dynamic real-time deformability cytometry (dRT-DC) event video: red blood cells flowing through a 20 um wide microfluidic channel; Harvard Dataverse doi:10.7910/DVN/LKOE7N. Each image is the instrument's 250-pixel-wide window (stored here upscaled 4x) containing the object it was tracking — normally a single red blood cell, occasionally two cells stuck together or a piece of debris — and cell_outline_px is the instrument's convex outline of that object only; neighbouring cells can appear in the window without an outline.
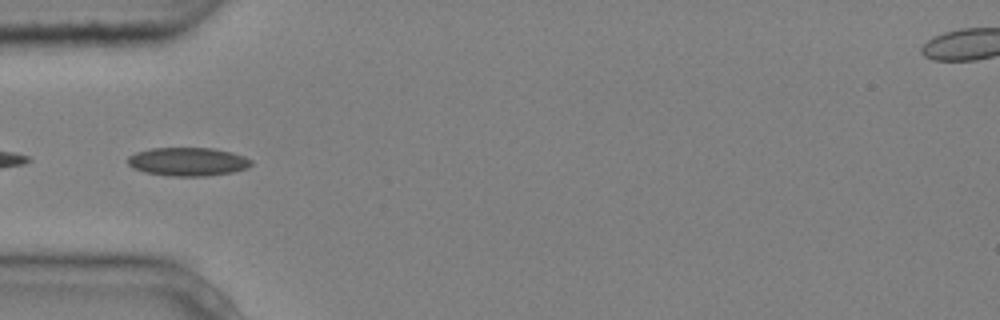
{"species": "common noctule bat (a hibernating species)", "species_latin": "Nyctalus noctula", "temperature_condition": "cold", "stored_images_in_passage": 6, "camera_frame_rate_fps": 3000, "um_per_image_px": 0.085, "animal": {"sex": "male", "body_mass_g": 20.4}, "frame": {"image": 1, "passage_image": 4, "time_ms": 1.0, "image_size_px": [1000, 320], "cell_outline_px": [[252, 164], [248, 168], [232, 172], [204, 176], [172, 176], [144, 172], [132, 168], [128, 164], [128, 156], [136, 152], [152, 148], [212, 148], [232, 152], [244, 156], [252, 160]], "centroid_in_image_um": [15.97, 13.74], "position_along_channel_um": 69.0, "area_um2": 20.52}}
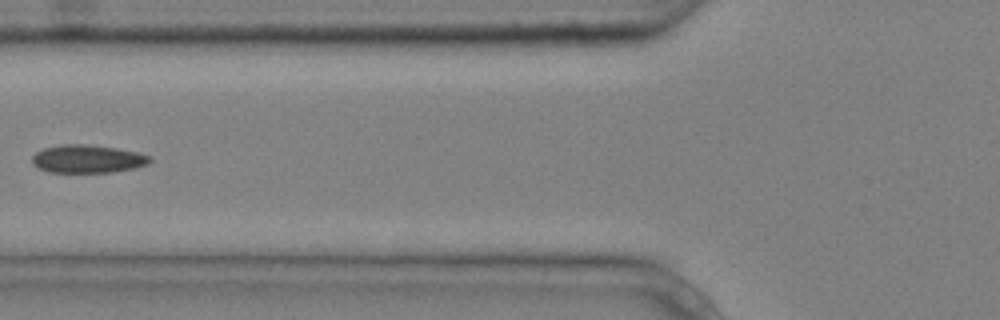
{"frame": {"image": 2, "passage_image": 5, "time_ms": 1.333, "image_size_px": [1000, 320], "cell_outline_px": [[152, 160], [148, 164], [132, 168], [112, 172], [48, 172], [32, 164], [32, 156], [36, 152], [44, 148], [60, 144], [88, 144], [116, 148], [136, 152], [152, 156]], "centroid_in_image_um": [7.43, 13.5], "position_along_channel_um": 118.4, "area_um2": 19.25}}